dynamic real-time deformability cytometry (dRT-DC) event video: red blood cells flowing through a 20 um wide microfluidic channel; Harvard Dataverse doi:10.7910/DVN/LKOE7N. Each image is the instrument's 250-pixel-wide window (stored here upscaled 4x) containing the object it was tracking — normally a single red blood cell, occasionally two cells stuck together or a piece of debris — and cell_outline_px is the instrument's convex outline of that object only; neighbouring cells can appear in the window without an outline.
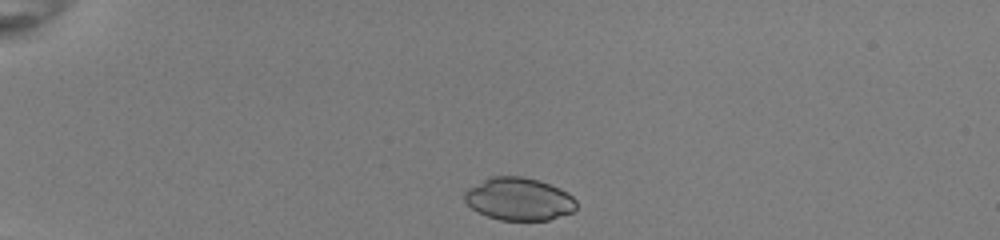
{"species": "common noctule bat (a hibernating species)", "species_latin": "Nyctalus noctula", "temperature_condition": "room temperature", "stored_images_in_passage": 37, "camera_frame_rate_fps": 3000, "um_per_image_px": 0.085, "animal": {"sex": "female", "body_mass_g": 22.0, "forearm_length_mm": 56.7}, "frame": {"image": 1, "passage_image": 2, "time_ms": 0.333, "image_size_px": [1000, 240], "cell_outline_px": [[576, 208], [572, 212], [548, 220], [500, 220], [488, 216], [472, 208], [464, 200], [464, 192], [468, 188], [488, 176], [524, 176], [540, 180], [560, 188], [568, 192], [576, 200]], "centroid_in_image_um": [44.11, 16.9], "position_along_channel_um": 40.9, "area_um2": 27.98}}
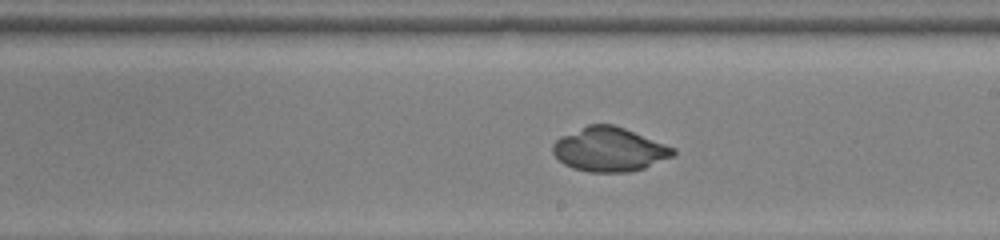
{"frame": {"image": 2, "passage_image": 21, "time_ms": 6.667, "image_size_px": [1000, 240], "cell_outline_px": [[676, 152], [672, 156], [644, 168], [628, 172], [588, 172], [572, 168], [564, 164], [552, 152], [552, 144], [560, 136], [588, 124], [612, 124], [624, 128], [676, 148]], "centroid_in_image_um": [51.77, 12.7], "position_along_channel_um": 237.2, "area_um2": 30.87}}
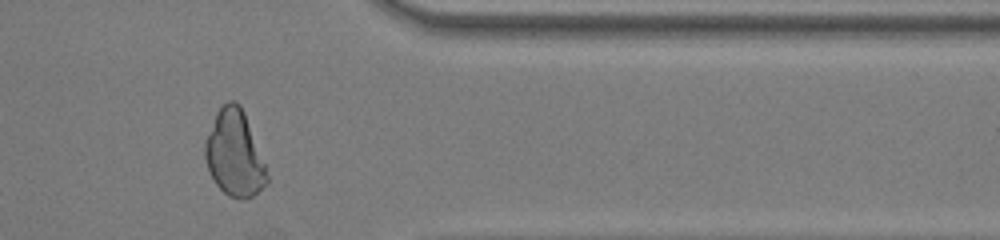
{"frame": {"image": 3, "passage_image": 33, "time_ms": 10.667, "image_size_px": [1000, 240], "cell_outline_px": [[268, 184], [252, 196], [228, 196], [216, 184], [208, 168], [204, 156], [204, 144], [216, 112], [228, 100], [236, 100], [240, 104], [244, 112], [264, 164], [268, 176]], "centroid_in_image_um": [19.91, 13.02], "position_along_channel_um": 391.5, "area_um2": 30.29}}